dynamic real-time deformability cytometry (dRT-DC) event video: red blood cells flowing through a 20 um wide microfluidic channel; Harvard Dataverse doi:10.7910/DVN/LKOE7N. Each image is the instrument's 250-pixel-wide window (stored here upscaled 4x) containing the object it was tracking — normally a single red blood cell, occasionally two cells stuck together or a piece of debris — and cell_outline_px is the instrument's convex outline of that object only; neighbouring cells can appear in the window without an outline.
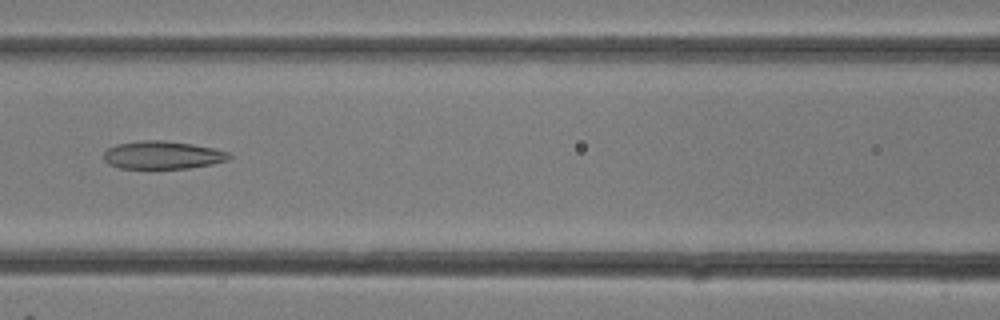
{"species": "common noctule bat (a hibernating species)", "species_latin": "Nyctalus noctula", "temperature_condition": "room temperature", "stored_images_in_passage": 10, "camera_frame_rate_fps": 3000, "um_per_image_px": 0.085, "animal": {"sex": "female"}, "frame": {"image": 1, "passage_image": 5, "time_ms": 1.333, "image_size_px": [1000, 320], "cell_outline_px": [[232, 156], [228, 160], [212, 164], [188, 168], [120, 168], [108, 164], [104, 160], [104, 152], [108, 148], [116, 144], [140, 140], [164, 140], [192, 144], [216, 148], [228, 152]], "centroid_in_image_um": [13.82, 13.17], "position_along_channel_um": 152.8, "area_um2": 20.52}}
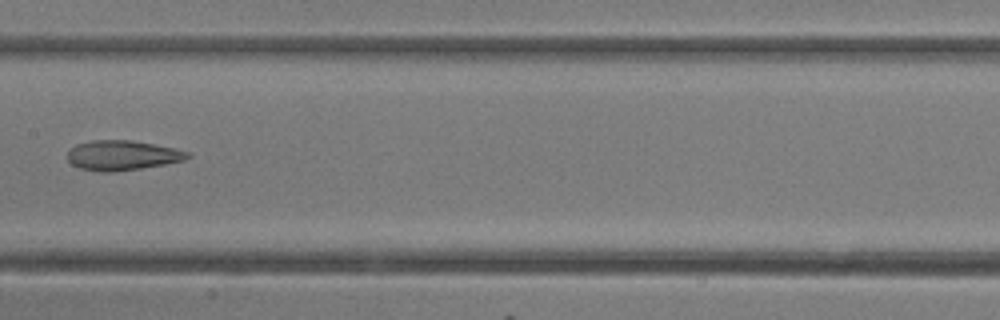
{"frame": {"image": 2, "passage_image": 7, "time_ms": 2.0, "image_size_px": [1000, 320], "cell_outline_px": [[192, 156], [184, 160], [164, 164], [140, 168], [112, 172], [104, 172], [80, 168], [72, 164], [68, 160], [68, 152], [76, 144], [92, 140], [132, 140], [176, 148], [192, 152]], "centroid_in_image_um": [10.44, 13.19], "position_along_channel_um": 197.0, "area_um2": 20.87}}
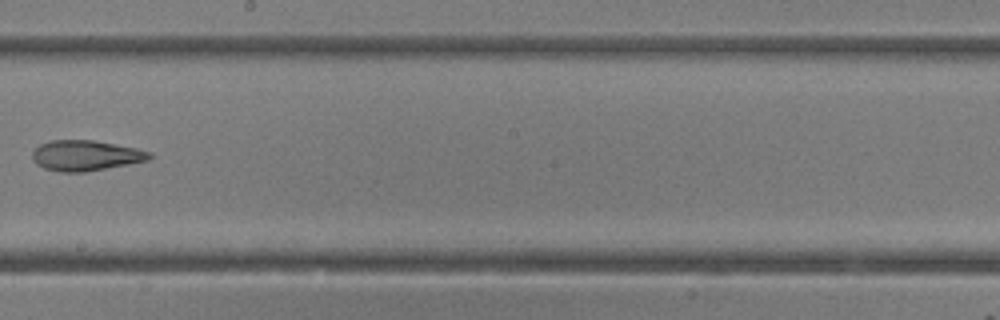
{"frame": {"image": 3, "passage_image": 9, "time_ms": 2.667, "image_size_px": [1000, 320], "cell_outline_px": [[152, 156], [148, 160], [128, 164], [84, 172], [60, 172], [44, 168], [36, 164], [32, 160], [32, 152], [40, 144], [52, 140], [92, 140], [136, 148], [152, 152]], "centroid_in_image_um": [7.26, 13.22], "position_along_channel_um": 240.9, "area_um2": 20.69}}